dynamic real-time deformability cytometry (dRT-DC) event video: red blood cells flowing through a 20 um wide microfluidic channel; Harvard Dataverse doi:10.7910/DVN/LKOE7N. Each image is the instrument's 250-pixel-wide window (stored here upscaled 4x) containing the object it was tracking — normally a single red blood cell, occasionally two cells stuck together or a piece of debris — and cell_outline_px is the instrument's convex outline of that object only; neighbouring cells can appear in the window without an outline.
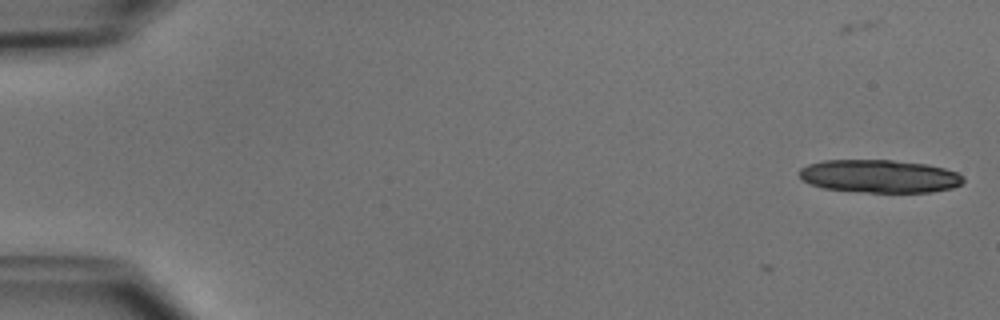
{"species": "common noctule bat (a hibernating species)", "species_latin": "Nyctalus noctula", "temperature_condition": "cold", "stored_images_in_passage": 3, "camera_frame_rate_fps": 3000, "um_per_image_px": 0.085, "animal": {"sex": "male", "body_mass_g": 15.6}, "frame": {"image": 1, "passage_image": 3, "time_ms": 0.667, "image_size_px": [1000, 320], "cell_outline_px": [[964, 180], [960, 184], [952, 188], [932, 192], [864, 192], [824, 188], [812, 184], [804, 180], [800, 176], [800, 168], [808, 164], [824, 160], [892, 160], [928, 164], [944, 168], [956, 172], [964, 176]], "centroid_in_image_um": [74.79, 14.97], "position_along_channel_um": 10.2, "area_um2": 31.44}}